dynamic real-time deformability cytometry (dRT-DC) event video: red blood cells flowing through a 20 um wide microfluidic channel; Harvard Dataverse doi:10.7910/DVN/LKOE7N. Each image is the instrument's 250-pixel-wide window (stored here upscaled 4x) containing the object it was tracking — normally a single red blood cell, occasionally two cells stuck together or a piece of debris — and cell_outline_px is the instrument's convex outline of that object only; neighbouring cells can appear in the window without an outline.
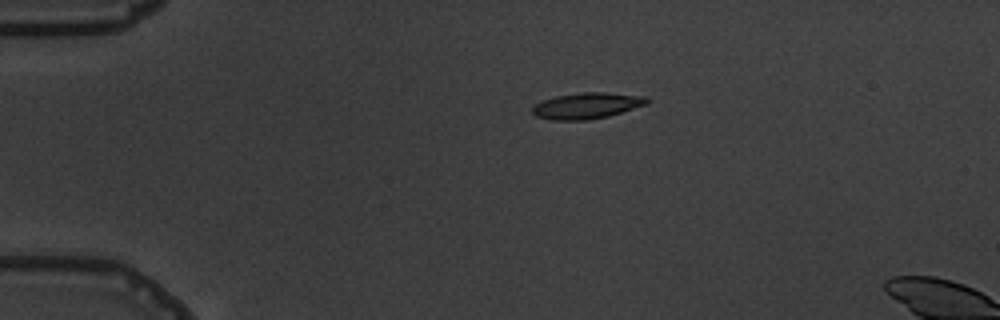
{"species": "common noctule bat (a hibernating species)", "species_latin": "Nyctalus noctula", "temperature_condition": "warm", "stored_images_in_passage": 7, "camera_frame_rate_fps": 3000, "um_per_image_px": 0.085, "animal": {"sex": "male", "body_mass_g": 19.5, "forearm_length_mm": 54.6}, "frame": {"image": 1, "passage_image": 7, "time_ms": 7.667, "image_size_px": [1000, 320], "cell_outline_px": [[652, 100], [648, 104], [608, 116], [588, 120], [552, 120], [536, 116], [532, 112], [532, 108], [536, 104], [544, 100], [556, 96], [584, 92], [604, 92], [648, 96]], "centroid_in_image_um": [49.95, 8.98], "position_along_channel_um": 35.1, "area_um2": 17.46}}